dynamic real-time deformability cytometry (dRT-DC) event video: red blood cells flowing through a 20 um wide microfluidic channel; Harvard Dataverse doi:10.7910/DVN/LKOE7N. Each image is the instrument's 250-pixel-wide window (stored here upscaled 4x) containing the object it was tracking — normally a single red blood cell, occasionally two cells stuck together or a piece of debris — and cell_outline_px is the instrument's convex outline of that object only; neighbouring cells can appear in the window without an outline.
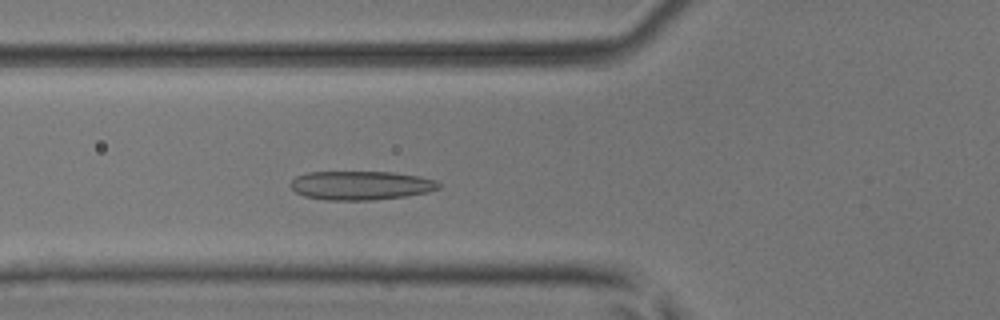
{"species": "common noctule bat (a hibernating species)", "species_latin": "Nyctalus noctula", "temperature_condition": "room temperature", "stored_images_in_passage": 48, "camera_frame_rate_fps": 3000, "um_per_image_px": 0.085, "animal": {"sex": "male", "body_mass_g": 17.9, "forearm_length_mm": 54.2}, "frame": {"image": 1, "passage_image": 16, "time_ms": 5.0, "image_size_px": [1000, 320], "cell_outline_px": [[440, 188], [428, 192], [404, 196], [372, 200], [328, 200], [304, 196], [296, 192], [288, 184], [296, 176], [308, 172], [392, 172], [420, 176], [436, 180], [440, 184]], "centroid_in_image_um": [30.67, 15.75], "position_along_channel_um": 95.1, "area_um2": 24.97}}
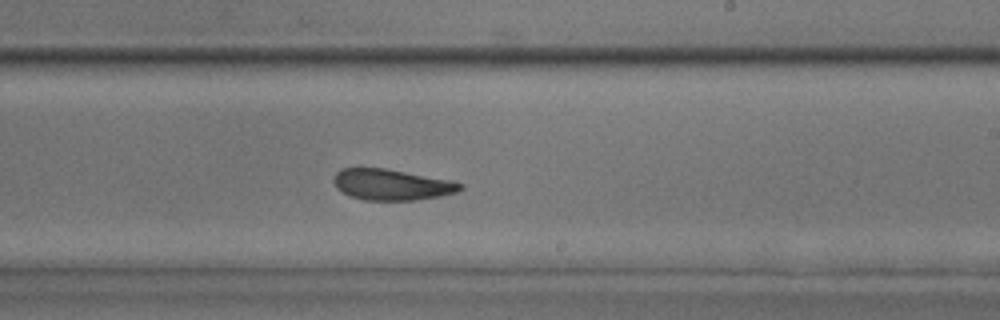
{"frame": {"image": 2, "passage_image": 28, "time_ms": 9.0, "image_size_px": [1000, 320], "cell_outline_px": [[464, 188], [456, 192], [440, 196], [416, 200], [364, 200], [352, 196], [336, 188], [332, 180], [336, 172], [340, 168], [384, 168], [448, 180], [464, 184]], "centroid_in_image_um": [33.27, 15.69], "position_along_channel_um": 255.7, "area_um2": 22.66}}
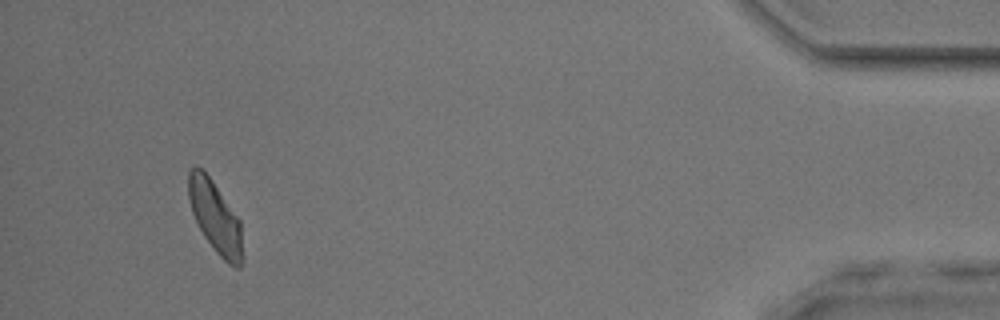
{"frame": {"image": 3, "passage_image": 45, "time_ms": 14.667, "image_size_px": [1000, 320], "cell_outline_px": [[244, 260], [240, 268], [236, 268], [228, 264], [216, 252], [204, 236], [192, 212], [188, 196], [188, 172], [196, 164], [208, 176], [240, 220], [244, 256]], "centroid_in_image_um": [18.32, 18.51], "position_along_channel_um": 416.9, "area_um2": 22.48}, "authors_computed_cell_mechanics": {"area_um2": 23.6402, "velocity_mm_per_s": 4.0321, "shape_relaxation_time_tau1_ms": 4.7718, "shape_relaxation_time_tau2_ms": 2.2467, "deformation_change_tau1": 0.1284, "deformation_change_tau2": 0.0817}}